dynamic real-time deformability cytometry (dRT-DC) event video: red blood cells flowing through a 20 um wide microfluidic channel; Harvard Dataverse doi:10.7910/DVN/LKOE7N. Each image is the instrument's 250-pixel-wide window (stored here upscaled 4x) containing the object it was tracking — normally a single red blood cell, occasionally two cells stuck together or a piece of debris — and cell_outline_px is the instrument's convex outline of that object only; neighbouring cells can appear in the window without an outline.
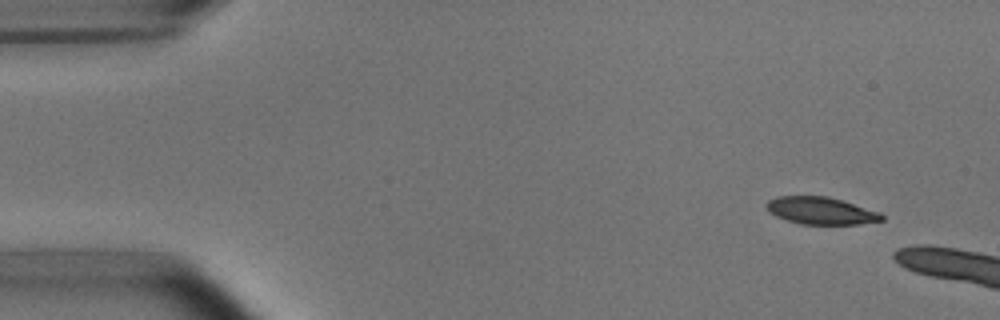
{"species": "common noctule bat (a hibernating species)", "species_latin": "Nyctalus noctula", "temperature_condition": "room temperature", "stored_images_in_passage": 6, "camera_frame_rate_fps": 3000, "um_per_image_px": 0.085, "animal": {"sex": "male", "body_mass_g": 15.6}, "frame": {"image": 1, "passage_image": 1, "time_ms": 0.0, "image_size_px": [1000, 320], "cell_outline_px": [[884, 220], [860, 224], [800, 224], [776, 216], [768, 212], [764, 204], [768, 200], [776, 196], [828, 196], [880, 212], [884, 216]], "centroid_in_image_um": [69.75, 17.9], "position_along_channel_um": 15.3, "area_um2": 18.38}}